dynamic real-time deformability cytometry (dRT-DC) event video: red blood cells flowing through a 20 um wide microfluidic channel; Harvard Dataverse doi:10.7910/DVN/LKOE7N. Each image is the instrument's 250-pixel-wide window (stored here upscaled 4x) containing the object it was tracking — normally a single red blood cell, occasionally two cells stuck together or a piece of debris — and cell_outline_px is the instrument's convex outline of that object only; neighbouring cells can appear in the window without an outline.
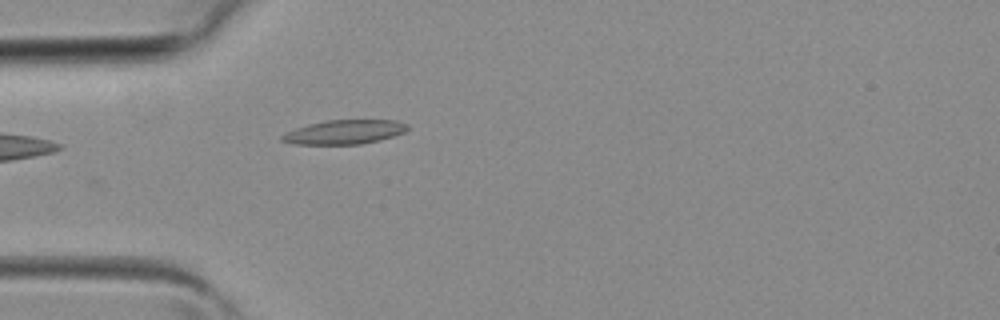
{"species": "common noctule bat (a hibernating species)", "species_latin": "Nyctalus noctula", "temperature_condition": "room temperature", "stored_images_in_passage": 2, "camera_frame_rate_fps": 3000, "um_per_image_px": 0.085, "animal": {"sex": "female", "body_mass_g": 19.3, "forearm_length_mm": 54.1}, "frame": {"image": 1, "passage_image": 2, "time_ms": 0.333, "image_size_px": [1000, 320], "cell_outline_px": [[408, 128], [404, 132], [380, 140], [360, 144], [292, 144], [280, 140], [280, 136], [284, 132], [308, 124], [324, 120], [396, 120], [408, 124]], "centroid_in_image_um": [29.23, 11.22], "position_along_channel_um": 55.8, "area_um2": 17.74}}